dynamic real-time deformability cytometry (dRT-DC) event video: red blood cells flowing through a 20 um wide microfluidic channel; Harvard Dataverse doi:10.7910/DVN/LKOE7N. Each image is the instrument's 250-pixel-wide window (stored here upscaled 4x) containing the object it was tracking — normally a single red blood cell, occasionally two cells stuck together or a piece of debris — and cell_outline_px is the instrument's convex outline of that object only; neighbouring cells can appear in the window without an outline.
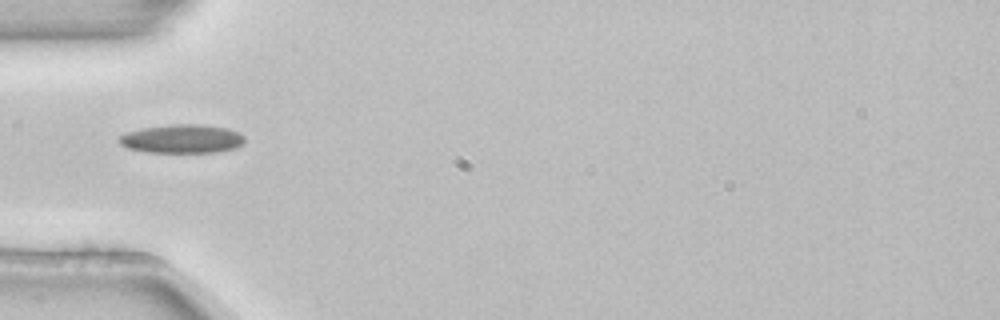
{"species": "common noctule bat (a hibernating species)", "species_latin": "Nyctalus noctula", "temperature_condition": "room temperature", "stored_images_in_passage": 2, "camera_frame_rate_fps": 3000, "um_per_image_px": 0.085, "animal": {"sex": "female", "body_mass_g": 22.7, "forearm_length_mm": 54.2}, "frame": {"image": 1, "passage_image": 2, "time_ms": 0.333, "image_size_px": [1000, 320], "cell_outline_px": [[244, 144], [236, 148], [220, 152], [148, 152], [128, 148], [120, 144], [116, 140], [120, 136], [128, 132], [144, 128], [172, 124], [200, 124], [228, 128], [240, 132], [244, 136]], "centroid_in_image_um": [15.52, 11.8], "position_along_channel_um": 69.5, "area_um2": 21.1}}